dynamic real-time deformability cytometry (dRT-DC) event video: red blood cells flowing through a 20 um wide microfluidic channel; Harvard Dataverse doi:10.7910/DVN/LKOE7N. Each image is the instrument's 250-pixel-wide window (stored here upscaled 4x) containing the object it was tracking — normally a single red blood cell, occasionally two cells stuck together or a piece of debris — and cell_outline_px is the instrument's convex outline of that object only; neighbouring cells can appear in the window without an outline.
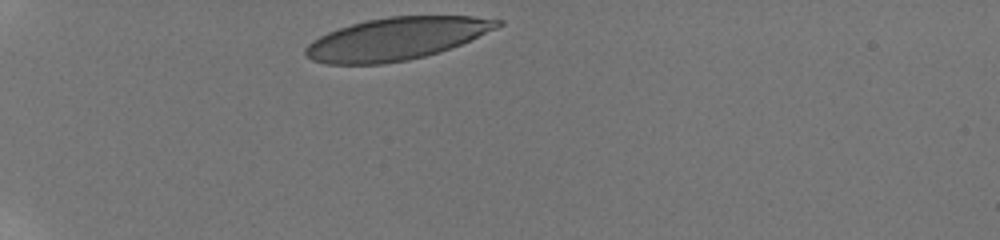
{"species": "human", "species_latin": "Homo sapiens", "temperature_condition": "room temperature", "stored_images_in_passage": 33, "camera_frame_rate_fps": 3000, "um_per_image_px": 0.085, "donor": {"sex": "male"}, "frame": {"image": 1, "passage_image": 1, "time_ms": 0.0, "image_size_px": [1000, 240], "cell_outline_px": [[504, 24], [496, 28], [460, 44], [424, 56], [408, 60], [384, 64], [328, 64], [312, 60], [304, 52], [304, 48], [312, 40], [328, 32], [352, 24], [368, 20], [388, 16], [472, 16], [504, 20]], "centroid_in_image_um": [33.68, 3.29], "position_along_channel_um": 51.3, "area_um2": 47.05}}
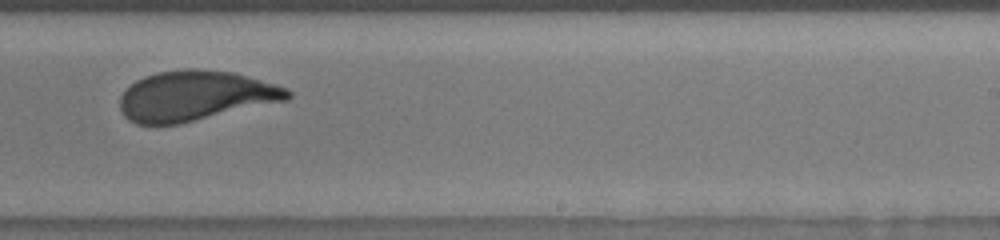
{"frame": {"image": 2, "passage_image": 22, "time_ms": 7.0, "image_size_px": [1000, 240], "cell_outline_px": [[292, 96], [288, 100], [180, 124], [136, 124], [128, 120], [124, 116], [120, 108], [120, 96], [136, 80], [144, 76], [156, 72], [188, 68], [196, 68], [232, 72], [288, 88], [292, 92]], "centroid_in_image_um": [16.6, 8.15], "position_along_channel_um": 272.4, "area_um2": 48.96}}
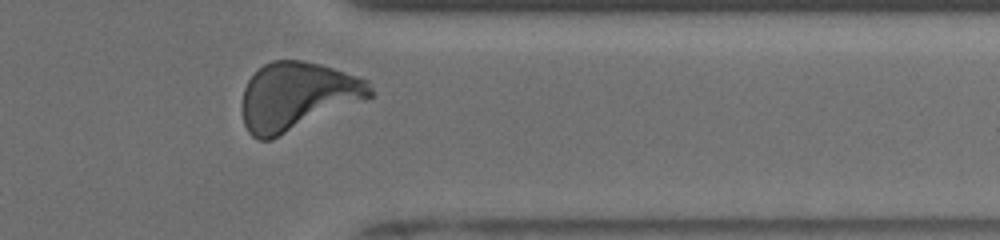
{"frame": {"image": 3, "passage_image": 31, "time_ms": 10.0, "image_size_px": [1000, 240], "cell_outline_px": [[372, 96], [272, 140], [256, 140], [248, 132], [244, 124], [244, 88], [248, 80], [264, 64], [272, 60], [304, 60], [320, 64], [360, 76], [368, 80], [372, 88]], "centroid_in_image_um": [25.28, 8.17], "position_along_channel_um": 386.1, "area_um2": 50.46}, "authors_computed_cell_mechanics": {"area_um2": 49.3612, "velocity_mm_per_s": 3.8141, "shape_relaxation_time_tau1_ms": 3.3579, "shape_relaxation_time_tau2_ms": null, "deformation_change_tau1": 0.1673, "deformation_change_tau2": null}}